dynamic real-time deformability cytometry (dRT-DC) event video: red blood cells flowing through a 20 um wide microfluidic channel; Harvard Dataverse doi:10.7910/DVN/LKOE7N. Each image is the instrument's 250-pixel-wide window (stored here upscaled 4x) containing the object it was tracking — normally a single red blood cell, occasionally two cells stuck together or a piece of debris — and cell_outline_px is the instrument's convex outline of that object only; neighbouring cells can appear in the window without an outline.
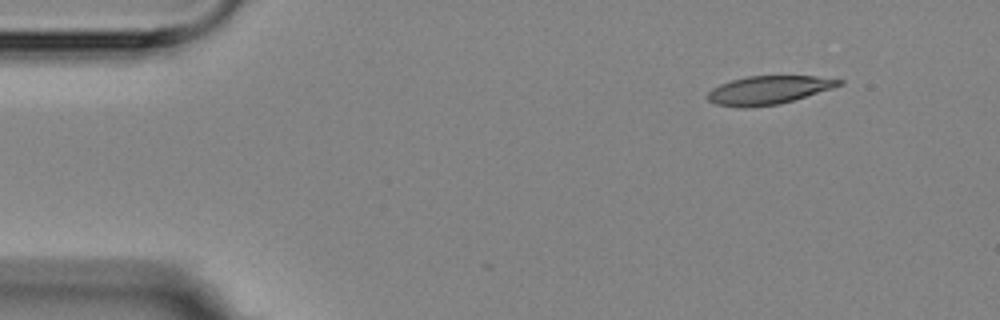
{"species": "Egyptian fruit bat (a non-hibernating species)", "species_latin": "Rousettus aegyptiacus", "temperature_condition": "room temperature", "stored_images_in_passage": 2, "camera_frame_rate_fps": 3000, "um_per_image_px": 0.085, "animal": {"sex": "female"}, "frame": {"image": 1, "passage_image": 1, "time_ms": 0.0, "image_size_px": [1000, 320], "cell_outline_px": [[844, 84], [832, 88], [780, 104], [744, 108], [740, 108], [716, 104], [708, 100], [704, 96], [712, 88], [720, 84], [732, 80], [748, 76], [816, 76], [844, 80]], "centroid_in_image_um": [65.3, 7.66], "position_along_channel_um": 19.7, "area_um2": 21.79}}